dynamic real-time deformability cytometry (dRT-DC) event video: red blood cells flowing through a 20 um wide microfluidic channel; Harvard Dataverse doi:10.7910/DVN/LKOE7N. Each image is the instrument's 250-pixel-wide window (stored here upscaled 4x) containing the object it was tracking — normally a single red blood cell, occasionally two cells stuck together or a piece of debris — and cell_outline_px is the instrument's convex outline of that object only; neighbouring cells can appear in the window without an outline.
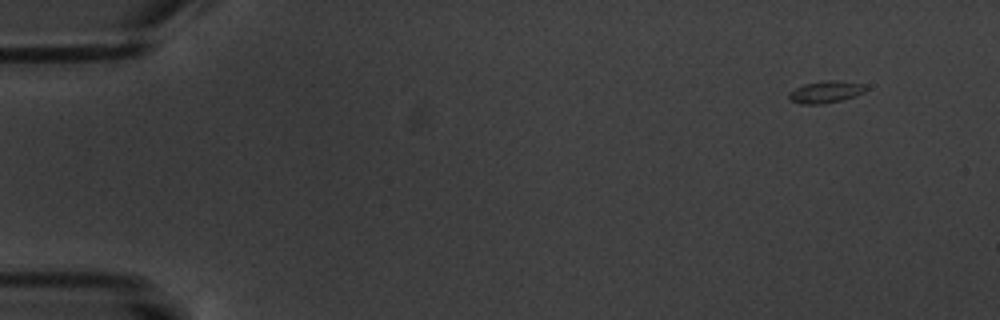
{"species": "common noctule bat (a hibernating species)", "species_latin": "Nyctalus noctula", "temperature_condition": "warm", "stored_images_in_passage": 4, "camera_frame_rate_fps": 3000, "um_per_image_px": 0.085, "animal": {"sex": "male", "body_mass_g": 20.1, "forearm_length_mm": 53.5}, "frame": {"image": 1, "passage_image": 2, "time_ms": 1.0, "image_size_px": [1000, 320], "cell_outline_px": [[868, 88], [864, 92], [856, 96], [824, 104], [800, 104], [788, 100], [788, 92], [804, 84], [824, 80], [840, 80], [864, 84]], "centroid_in_image_um": [70.17, 7.81], "position_along_channel_um": 14.8, "area_um2": 10.06}}